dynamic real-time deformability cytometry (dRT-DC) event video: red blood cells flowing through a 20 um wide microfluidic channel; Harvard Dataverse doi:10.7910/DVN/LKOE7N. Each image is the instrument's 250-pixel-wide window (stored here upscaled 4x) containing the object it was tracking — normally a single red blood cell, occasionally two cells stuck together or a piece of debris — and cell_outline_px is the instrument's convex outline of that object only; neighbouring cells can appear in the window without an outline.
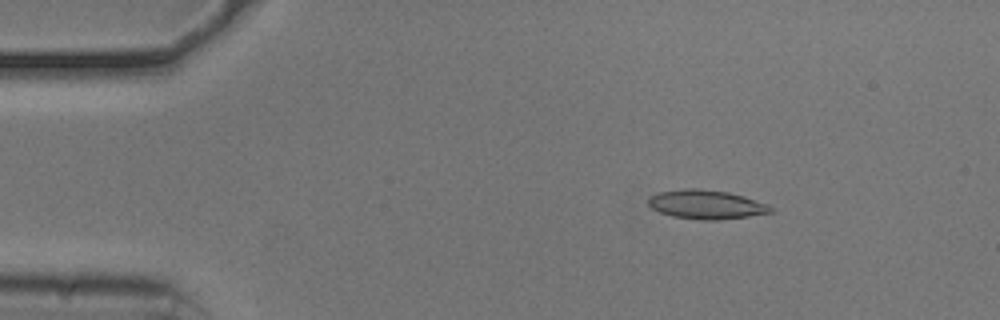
{"species": "common noctule bat (a hibernating species)", "species_latin": "Nyctalus noctula", "temperature_condition": "cold", "stored_images_in_passage": 53, "camera_frame_rate_fps": 3000, "um_per_image_px": 0.085, "animal": {"sex": "male", "body_mass_g": 20.5, "forearm_length_mm": 52.5}, "frame": {"image": 1, "passage_image": 8, "time_ms": 2.333, "image_size_px": [1000, 320], "cell_outline_px": [[772, 212], [748, 216], [716, 220], [700, 220], [672, 216], [660, 212], [652, 208], [648, 204], [648, 200], [652, 196], [660, 192], [684, 188], [696, 188], [728, 192], [744, 196], [768, 204], [772, 208]], "centroid_in_image_um": [60.03, 17.38], "position_along_channel_um": 25.0, "area_um2": 20.52}}
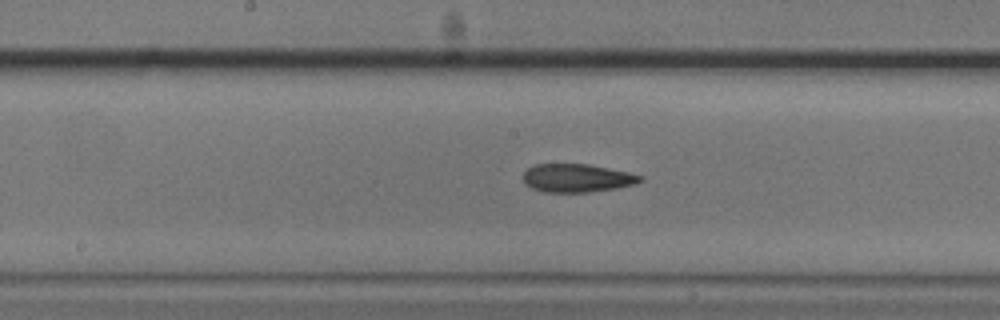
{"frame": {"image": 2, "passage_image": 27, "time_ms": 8.667, "image_size_px": [1000, 320], "cell_outline_px": [[644, 180], [636, 184], [616, 188], [588, 192], [544, 192], [532, 188], [524, 184], [524, 172], [532, 164], [588, 164], [628, 172], [644, 176]], "centroid_in_image_um": [49.05, 15.13], "position_along_channel_um": 199.1, "area_um2": 19.36}}
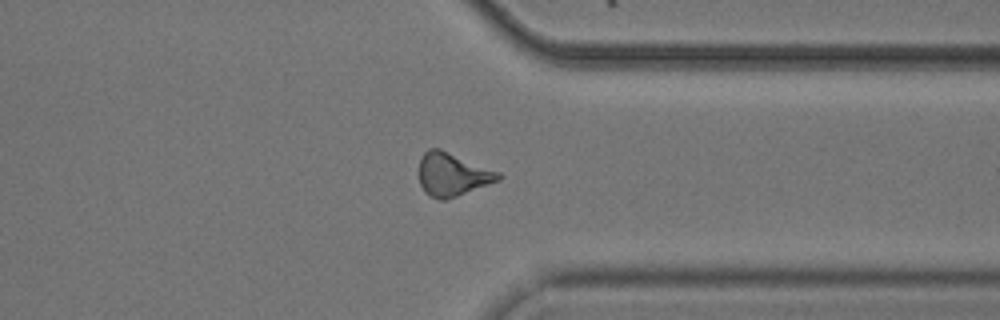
{"frame": {"image": 3, "passage_image": 41, "time_ms": 13.333, "image_size_px": [1000, 320], "cell_outline_px": [[504, 176], [500, 180], [456, 196], [444, 200], [440, 200], [424, 192], [420, 184], [420, 156], [428, 148], [440, 148], [500, 172]], "centroid_in_image_um": [38.46, 14.81], "position_along_channel_um": 372.9, "area_um2": 19.94}, "authors_computed_cell_mechanics": {"area_um2": 19.5364, "velocity_mm_per_s": 3.783, "shape_relaxation_time_tau1_ms": 4.5542, "shape_relaxation_time_tau2_ms": 4.1646, "deformation_change_tau1": 0.1388, "deformation_change_tau2": 0.1433}}